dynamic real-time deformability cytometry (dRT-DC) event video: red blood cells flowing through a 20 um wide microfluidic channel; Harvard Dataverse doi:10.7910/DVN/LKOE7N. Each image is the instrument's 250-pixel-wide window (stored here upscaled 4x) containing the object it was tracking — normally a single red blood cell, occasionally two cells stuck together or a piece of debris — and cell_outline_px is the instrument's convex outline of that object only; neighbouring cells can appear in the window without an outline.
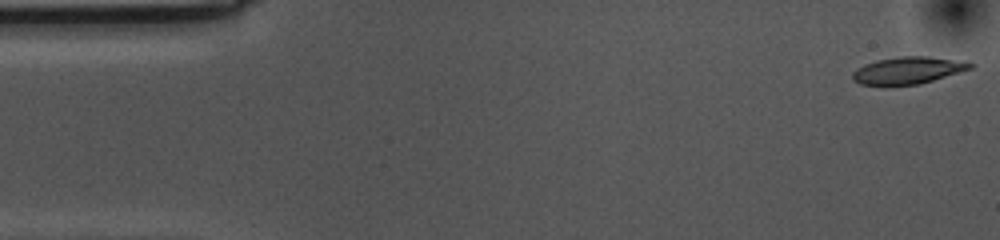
{"species": "common noctule bat (a hibernating species)", "species_latin": "Nyctalus noctula", "temperature_condition": "cold", "stored_images_in_passage": 55, "camera_frame_rate_fps": 3000, "um_per_image_px": 0.085, "animal": {"sex": "female", "body_mass_g": 10.0, "forearm_length_mm": 53.1}, "frame": {"image": 1, "passage_image": 1, "time_ms": 0.0, "image_size_px": [1000, 240], "cell_outline_px": [[976, 64], [972, 68], [960, 72], [920, 84], [860, 84], [852, 80], [852, 72], [856, 68], [864, 64], [876, 60], [900, 56], [928, 56]], "centroid_in_image_um": [77.14, 5.97], "position_along_channel_um": 7.9, "area_um2": 18.26}}
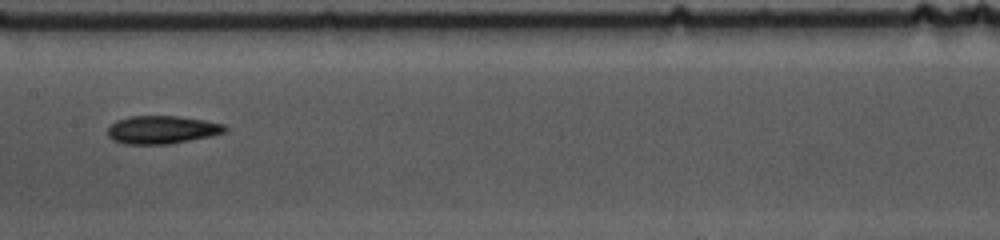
{"frame": {"image": 2, "passage_image": 26, "time_ms": 8.333, "image_size_px": [1000, 240], "cell_outline_px": [[228, 128], [224, 132], [212, 136], [168, 144], [124, 144], [112, 140], [108, 136], [108, 128], [116, 120], [128, 116], [176, 116], [204, 120], [224, 124]], "centroid_in_image_um": [13.75, 11.03], "position_along_channel_um": 193.6, "area_um2": 19.19}}
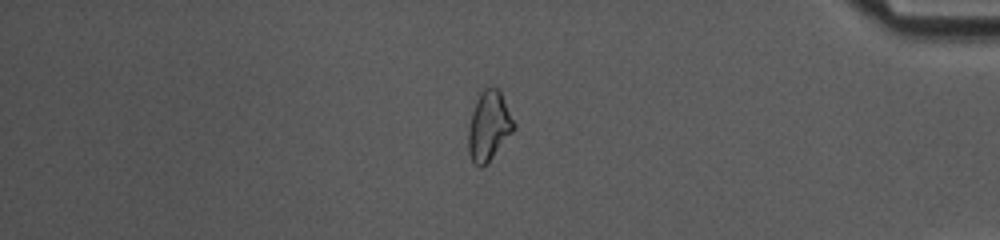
{"frame": {"image": 3, "passage_image": 46, "time_ms": 15.0, "image_size_px": [1000, 240], "cell_outline_px": [[516, 128], [492, 156], [480, 168], [472, 164], [468, 152], [468, 128], [472, 112], [476, 100], [480, 92], [484, 88], [492, 84], [500, 88], [516, 124]], "centroid_in_image_um": [41.56, 10.64], "position_along_channel_um": 393.6, "area_um2": 18.73}, "authors_computed_cell_mechanics": {"area_um2": 18.8428, "velocity_mm_per_s": 3.5352, "shape_relaxation_time_tau1_ms": 6.3252, "shape_relaxation_time_tau2_ms": 9.5677, "deformation_change_tau1": 0.151, "deformation_change_tau2": 0.179}}